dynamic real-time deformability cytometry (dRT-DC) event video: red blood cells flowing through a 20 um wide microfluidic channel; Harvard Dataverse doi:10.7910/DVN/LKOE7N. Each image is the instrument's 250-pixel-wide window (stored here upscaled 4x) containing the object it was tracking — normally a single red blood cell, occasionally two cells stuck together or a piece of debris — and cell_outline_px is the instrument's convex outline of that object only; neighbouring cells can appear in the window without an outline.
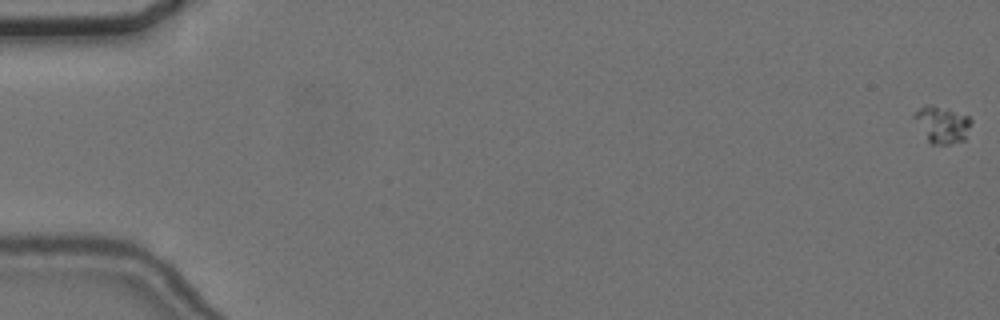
{"species": "common noctule bat (a hibernating species)", "species_latin": "Nyctalus noctula", "temperature_condition": "cold", "stored_images_in_passage": 13, "camera_frame_rate_fps": 3000, "um_per_image_px": 0.085, "animal": {"sex": "female", "body_mass_g": 24.6, "forearm_length_mm": 56.2}, "frame": {"image": 1, "passage_image": 1, "time_ms": 0.0, "image_size_px": [1000, 320], "cell_outline_px": [[972, 120], [964, 140], [948, 144], [932, 144], [928, 140], [912, 116], [912, 112], [924, 104], [968, 116]], "centroid_in_image_um": [80.04, 10.59], "position_along_channel_um": 5.0, "area_um2": 11.73}}